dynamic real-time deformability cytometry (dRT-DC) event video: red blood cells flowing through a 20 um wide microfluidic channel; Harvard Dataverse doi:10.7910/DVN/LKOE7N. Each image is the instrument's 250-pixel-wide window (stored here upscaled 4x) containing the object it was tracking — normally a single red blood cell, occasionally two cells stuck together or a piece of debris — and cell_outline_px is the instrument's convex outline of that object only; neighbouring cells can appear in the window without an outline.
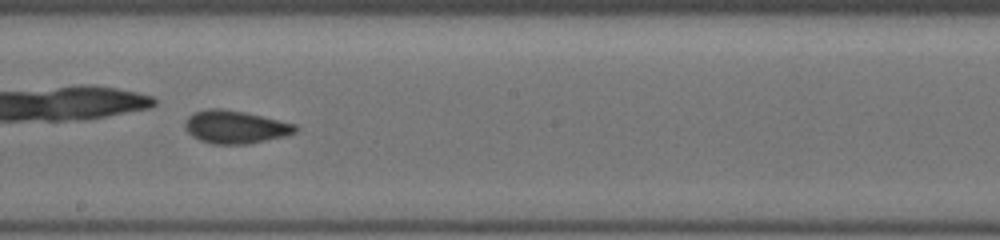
{"species": "common noctule bat (a hibernating species)", "species_latin": "Nyctalus noctula", "temperature_condition": "cold", "stored_images_in_passage": 35, "camera_frame_rate_fps": 3000, "um_per_image_px": 0.085, "animal": {"sex": "female", "body_mass_g": 19.5, "forearm_length_mm": 54.1}, "frame": {"image": 1, "passage_image": 16, "time_ms": 5.0, "image_size_px": [1000, 240], "cell_outline_px": [[300, 128], [296, 132], [284, 136], [248, 144], [212, 144], [200, 140], [192, 136], [184, 128], [184, 124], [188, 116], [196, 112], [208, 108], [220, 108], [244, 112], [296, 124]], "centroid_in_image_um": [20.0, 10.8], "position_along_channel_um": 228.2, "area_um2": 21.15}}
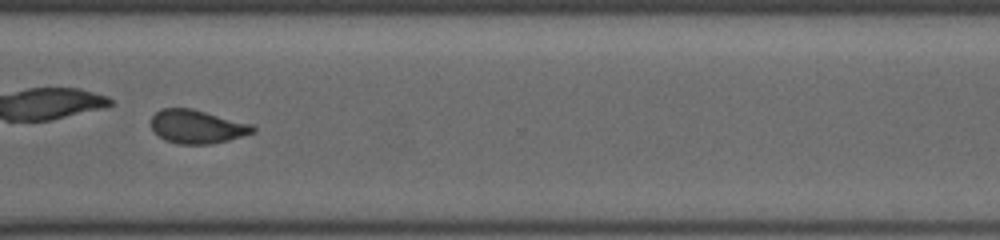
{"frame": {"image": 2, "passage_image": 25, "time_ms": 8.0, "image_size_px": [1000, 240], "cell_outline_px": [[256, 132], [228, 140], [212, 144], [176, 144], [164, 140], [152, 128], [152, 116], [160, 108], [192, 108], [252, 124], [256, 128]], "centroid_in_image_um": [16.77, 10.76], "position_along_channel_um": 353.8, "area_um2": 19.94}}